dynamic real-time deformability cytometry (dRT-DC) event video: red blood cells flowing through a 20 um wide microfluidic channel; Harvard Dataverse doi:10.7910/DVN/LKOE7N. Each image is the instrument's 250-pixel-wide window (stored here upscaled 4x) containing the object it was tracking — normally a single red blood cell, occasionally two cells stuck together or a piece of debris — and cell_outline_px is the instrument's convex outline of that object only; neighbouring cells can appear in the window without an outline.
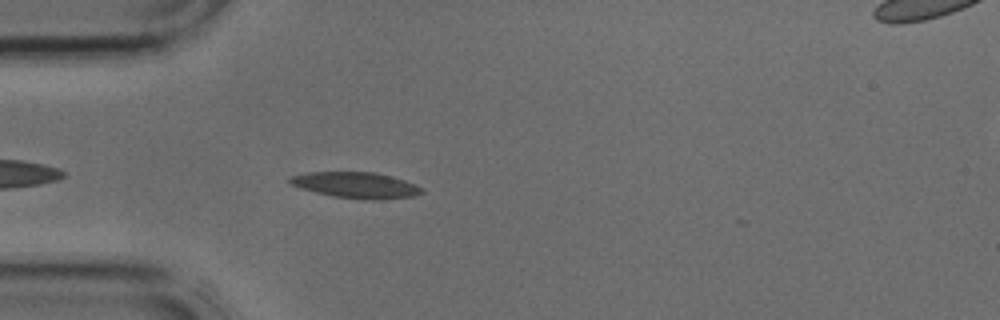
{"species": "common noctule bat (a hibernating species)", "species_latin": "Nyctalus noctula", "temperature_condition": "cold", "stored_images_in_passage": 4, "camera_frame_rate_fps": 3000, "um_per_image_px": 0.085, "animal": {"sex": "male", "body_mass_g": 17.9, "forearm_length_mm": 54.2}, "frame": {"image": 1, "passage_image": 3, "time_ms": 0.667, "image_size_px": [1000, 320], "cell_outline_px": [[424, 192], [412, 196], [376, 200], [372, 200], [332, 196], [300, 188], [292, 184], [288, 180], [288, 176], [304, 172], [372, 172], [404, 180], [420, 188]], "centroid_in_image_um": [30.17, 15.73], "position_along_channel_um": 54.8, "area_um2": 19.65}}